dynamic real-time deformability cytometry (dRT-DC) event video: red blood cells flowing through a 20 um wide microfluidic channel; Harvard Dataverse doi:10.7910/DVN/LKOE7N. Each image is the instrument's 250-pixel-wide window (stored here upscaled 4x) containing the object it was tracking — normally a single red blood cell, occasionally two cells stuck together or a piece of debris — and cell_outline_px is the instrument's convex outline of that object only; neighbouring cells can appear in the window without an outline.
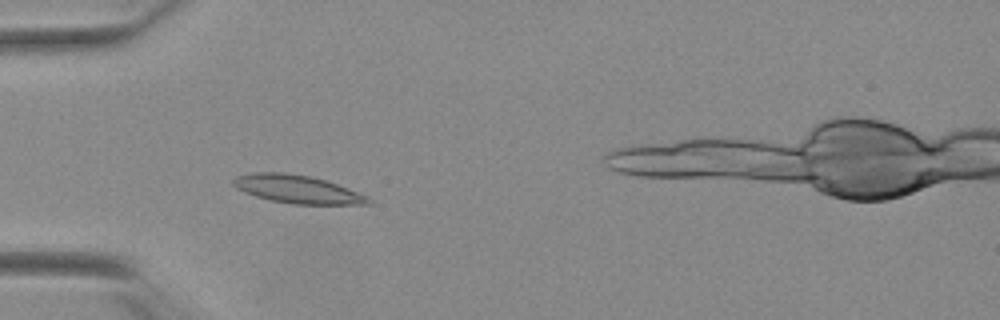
{"species": "Egyptian fruit bat (a non-hibernating species)", "species_latin": "Rousettus aegyptiacus", "temperature_condition": "warm", "stored_images_in_passage": 42, "camera_frame_rate_fps": 3000, "um_per_image_px": 0.085, "animal": {"sex": "female"}, "frame": {"image": 1, "passage_image": 5, "time_ms": 1.333, "image_size_px": [1000, 320], "cell_outline_px": [[372, 200], [368, 204], [292, 204], [272, 200], [256, 196], [244, 192], [236, 188], [232, 184], [232, 180], [236, 176], [252, 172], [284, 172], [308, 176], [324, 180], [348, 188], [368, 196]], "centroid_in_image_um": [25.24, 16.08], "position_along_channel_um": 59.8, "area_um2": 21.96}}
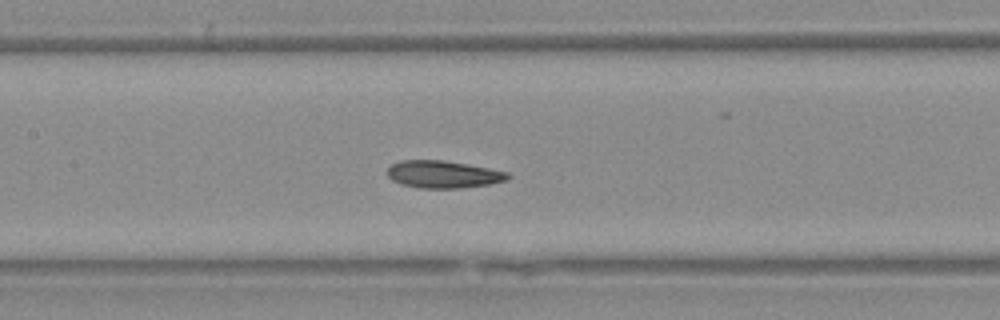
{"frame": {"image": 2, "passage_image": 14, "time_ms": 4.333, "image_size_px": [1000, 320], "cell_outline_px": [[512, 176], [508, 180], [492, 184], [464, 188], [420, 188], [400, 184], [392, 180], [388, 176], [388, 168], [392, 164], [400, 160], [444, 160], [488, 168], [508, 172]], "centroid_in_image_um": [37.7, 14.83], "position_along_channel_um": 169.7, "area_um2": 19.36}}
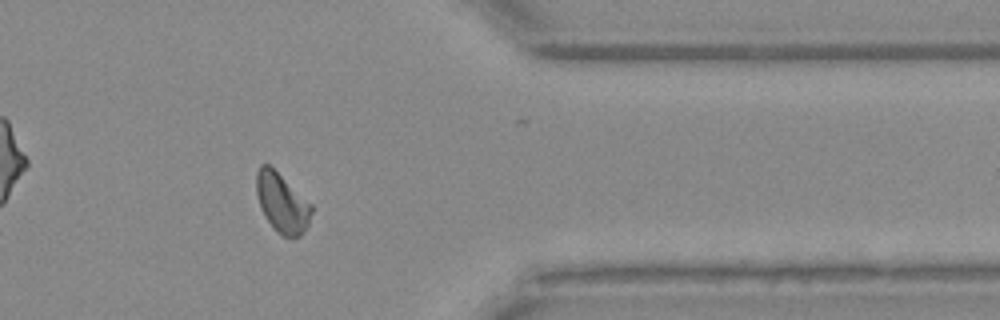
{"frame": {"image": 3, "passage_image": 32, "time_ms": 10.333, "image_size_px": [1000, 320], "cell_outline_px": [[312, 212], [308, 224], [304, 232], [300, 236], [280, 236], [276, 232], [264, 216], [260, 208], [256, 192], [256, 172], [260, 164], [268, 164], [312, 204]], "centroid_in_image_um": [23.95, 17.26], "position_along_channel_um": 387.5, "area_um2": 19.02}, "authors_computed_cell_mechanics": {"area_um2": 19.1029, "velocity_mm_per_s": 3.8681, "shape_relaxation_time_tau1_ms": 5.3217, "shape_relaxation_time_tau2_ms": 2.1321, "deformation_change_tau1": 0.1677, "deformation_change_tau2": 0.0884}}